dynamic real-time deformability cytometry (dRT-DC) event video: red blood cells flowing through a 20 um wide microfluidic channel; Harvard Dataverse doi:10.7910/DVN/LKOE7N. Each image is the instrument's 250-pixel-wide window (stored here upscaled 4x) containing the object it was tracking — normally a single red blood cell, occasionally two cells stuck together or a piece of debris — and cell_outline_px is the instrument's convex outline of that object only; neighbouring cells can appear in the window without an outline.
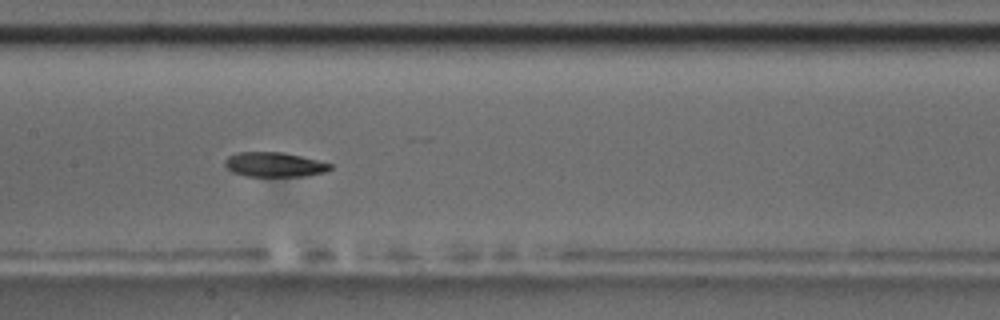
{"species": "common noctule bat (a hibernating species)", "species_latin": "Nyctalus noctula", "temperature_condition": "room temperature", "stored_images_in_passage": 42, "camera_frame_rate_fps": 3000, "um_per_image_px": 0.085, "animal": {"sex": "male", "body_mass_g": 17.5, "forearm_length_mm": 52.3}, "frame": {"image": 1, "passage_image": 13, "time_ms": 4.0, "image_size_px": [1000, 320], "cell_outline_px": [[332, 168], [324, 172], [304, 176], [244, 176], [232, 172], [224, 164], [224, 160], [228, 156], [236, 152], [284, 152], [332, 164]], "centroid_in_image_um": [23.28, 13.98], "position_along_channel_um": 184.1, "area_um2": 15.09}, "authors_computed_cell_mechanics": {"area_um2": 16.184, "velocity_mm_per_s": 3.6725, "shape_relaxation_time_tau1_ms": null, "shape_relaxation_time_tau2_ms": 3.0845, "deformation_change_tau1": null, "deformation_change_tau2": 0.0686}}